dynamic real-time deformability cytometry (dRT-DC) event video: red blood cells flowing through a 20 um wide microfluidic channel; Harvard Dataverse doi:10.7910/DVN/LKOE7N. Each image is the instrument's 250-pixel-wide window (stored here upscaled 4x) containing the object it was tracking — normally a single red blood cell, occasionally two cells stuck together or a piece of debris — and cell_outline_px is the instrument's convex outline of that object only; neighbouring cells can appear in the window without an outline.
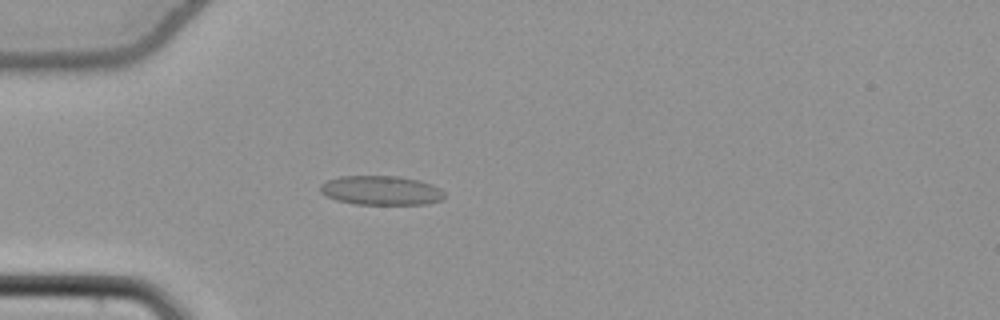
{"species": "common noctule bat (a hibernating species)", "species_latin": "Nyctalus noctula", "temperature_condition": "cold", "stored_images_in_passage": 55, "camera_frame_rate_fps": 3000, "um_per_image_px": 0.085, "animal": {"sex": "female", "body_mass_g": 22.7, "forearm_length_mm": 54.2}, "frame": {"image": 1, "passage_image": 17, "time_ms": 5.333, "image_size_px": [1000, 320], "cell_outline_px": [[444, 196], [440, 200], [424, 204], [356, 204], [336, 200], [320, 192], [320, 184], [328, 180], [340, 176], [396, 176], [416, 180], [432, 184], [440, 188], [444, 192]], "centroid_in_image_um": [32.37, 16.18], "position_along_channel_um": 52.6, "area_um2": 20.98}}
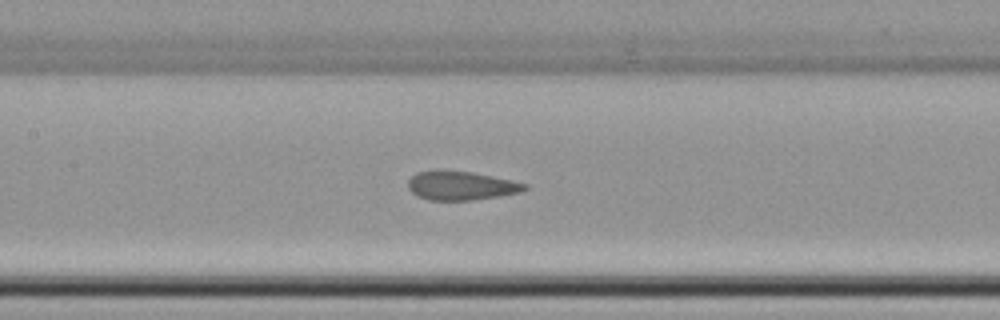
{"frame": {"image": 2, "passage_image": 27, "time_ms": 8.667, "image_size_px": [1000, 320], "cell_outline_px": [[528, 188], [520, 192], [500, 196], [468, 200], [428, 200], [412, 192], [408, 188], [408, 180], [416, 172], [436, 168], [440, 168], [472, 172], [492, 176], [528, 184]], "centroid_in_image_um": [39.15, 15.74], "position_along_channel_um": 168.3, "area_um2": 19.88}}
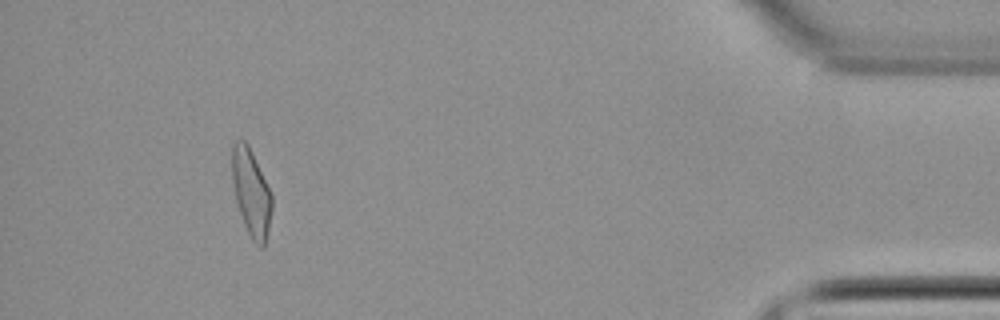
{"frame": {"image": 3, "passage_image": 51, "time_ms": 16.667, "image_size_px": [1000, 320], "cell_outline_px": [[272, 208], [268, 232], [264, 248], [260, 248], [252, 240], [244, 224], [236, 200], [232, 180], [232, 144], [236, 140], [244, 140], [248, 144], [252, 152], [272, 196]], "centroid_in_image_um": [21.35, 16.39], "position_along_channel_um": 413.8, "area_um2": 20.0}, "authors_computed_cell_mechanics": {"area_um2": 20.6924, "velocity_mm_per_s": 3.8547, "shape_relaxation_time_tau1_ms": null, "shape_relaxation_time_tau2_ms": 1.579, "deformation_change_tau1": null, "deformation_change_tau2": 0.08}}